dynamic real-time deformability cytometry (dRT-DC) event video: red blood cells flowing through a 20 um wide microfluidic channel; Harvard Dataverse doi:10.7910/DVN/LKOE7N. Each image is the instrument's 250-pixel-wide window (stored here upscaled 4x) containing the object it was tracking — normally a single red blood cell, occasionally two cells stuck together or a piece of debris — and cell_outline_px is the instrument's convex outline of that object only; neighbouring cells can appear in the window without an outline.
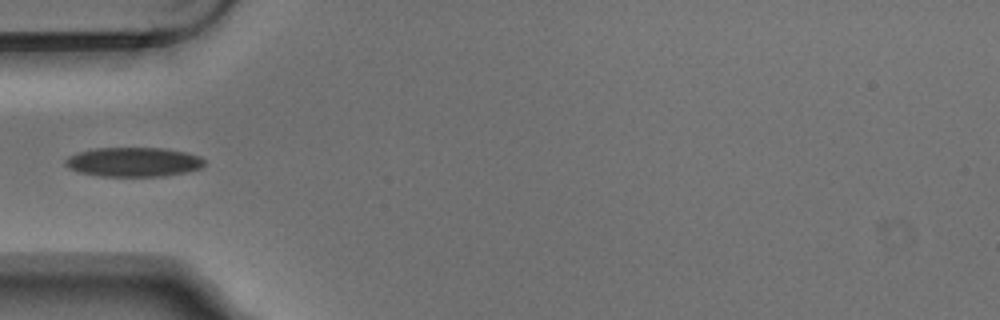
{"species": "Egyptian fruit bat (a non-hibernating species)", "species_latin": "Rousettus aegyptiacus", "temperature_condition": "warm", "stored_images_in_passage": 5, "camera_frame_rate_fps": 3000, "um_per_image_px": 0.085, "animal": {"sex": "male"}, "frame": {"image": 1, "passage_image": 4, "time_ms": 1.0, "image_size_px": [1000, 320], "cell_outline_px": [[204, 164], [200, 168], [184, 172], [164, 176], [100, 176], [80, 172], [68, 168], [64, 164], [64, 160], [68, 156], [80, 152], [96, 148], [164, 148], [184, 152], [200, 156], [204, 160]], "centroid_in_image_um": [11.32, 13.77], "position_along_channel_um": 73.7, "area_um2": 23.64}}
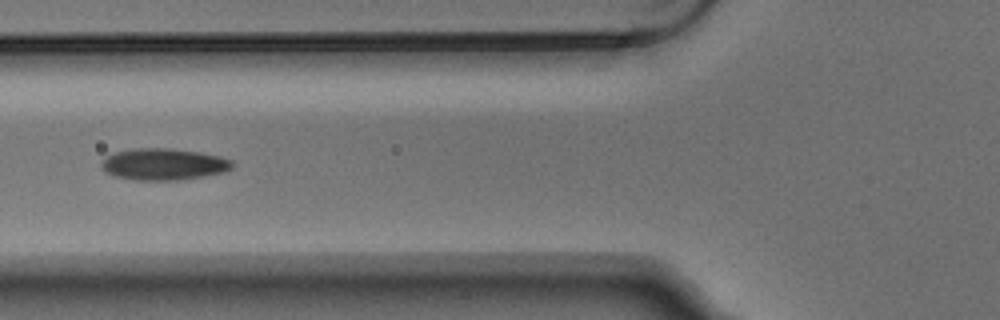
{"frame": {"image": 2, "passage_image": 5, "time_ms": 1.333, "image_size_px": [1000, 320], "cell_outline_px": [[236, 164], [228, 172], [180, 180], [136, 180], [116, 176], [104, 172], [100, 168], [100, 164], [108, 156], [116, 152], [136, 148], [168, 148], [200, 152], [220, 156], [232, 160]], "centroid_in_image_um": [13.96, 13.97], "position_along_channel_um": 111.8, "area_um2": 24.33}}